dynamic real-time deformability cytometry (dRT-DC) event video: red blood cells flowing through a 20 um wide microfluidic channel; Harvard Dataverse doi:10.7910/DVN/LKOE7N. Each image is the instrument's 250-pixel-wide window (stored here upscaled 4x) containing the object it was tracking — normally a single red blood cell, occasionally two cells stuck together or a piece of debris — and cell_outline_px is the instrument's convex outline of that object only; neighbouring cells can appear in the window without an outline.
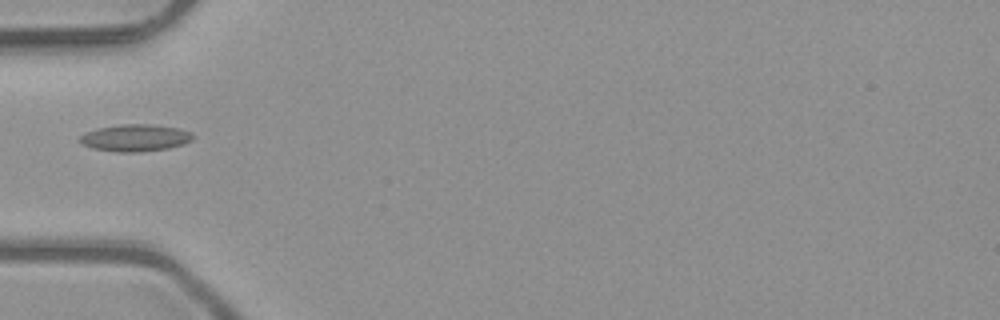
{"species": "common noctule bat (a hibernating species)", "species_latin": "Nyctalus noctula", "temperature_condition": "room temperature", "stored_images_in_passage": 2, "camera_frame_rate_fps": 3000, "um_per_image_px": 0.085, "animal": {"sex": "male", "body_mass_g": 23.1, "forearm_length_mm": 52.7}, "frame": {"image": 1, "passage_image": 1, "time_ms": 0.0, "image_size_px": [1000, 320], "cell_outline_px": [[192, 140], [184, 144], [168, 148], [136, 152], [116, 152], [92, 148], [84, 144], [80, 140], [80, 136], [96, 128], [120, 124], [152, 124], [180, 128], [192, 132]], "centroid_in_image_um": [11.53, 11.71], "position_along_channel_um": 73.5, "area_um2": 17.74}}
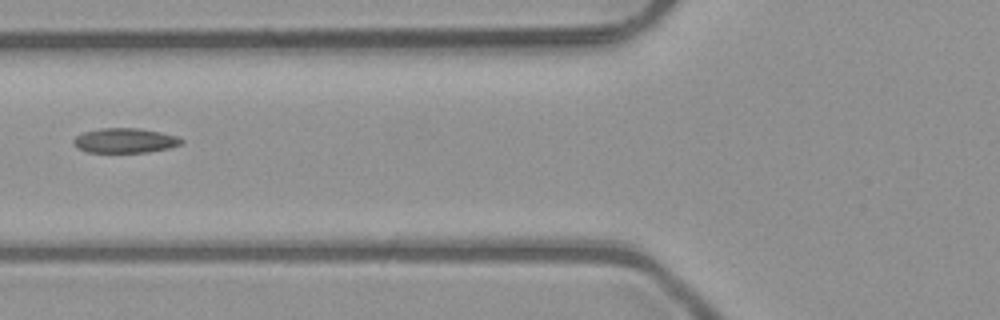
{"frame": {"image": 2, "passage_image": 2, "time_ms": 0.333, "image_size_px": [1000, 320], "cell_outline_px": [[184, 140], [180, 144], [168, 148], [148, 152], [88, 152], [76, 148], [72, 144], [72, 140], [76, 136], [84, 132], [100, 128], [140, 128], [180, 136]], "centroid_in_image_um": [10.6, 11.94], "position_along_channel_um": 115.2, "area_um2": 15.66}}